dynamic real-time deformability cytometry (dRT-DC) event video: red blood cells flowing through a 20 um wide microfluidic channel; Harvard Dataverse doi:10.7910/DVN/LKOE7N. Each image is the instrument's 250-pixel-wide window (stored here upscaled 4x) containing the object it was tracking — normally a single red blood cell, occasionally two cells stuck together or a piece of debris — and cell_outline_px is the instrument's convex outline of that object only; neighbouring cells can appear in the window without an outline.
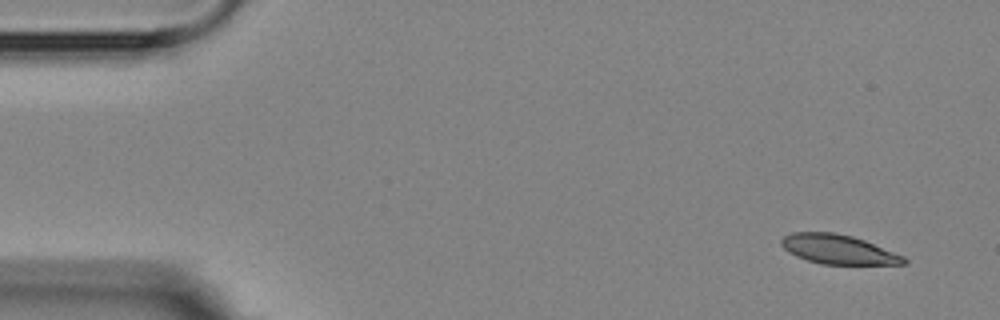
{"species": "Egyptian fruit bat (a non-hibernating species)", "species_latin": "Rousettus aegyptiacus", "temperature_condition": "room temperature", "stored_images_in_passage": 4, "camera_frame_rate_fps": 3000, "um_per_image_px": 0.085, "animal": {"sex": "female"}, "frame": {"image": 1, "passage_image": 1, "time_ms": 0.0, "image_size_px": [1000, 320], "cell_outline_px": [[908, 264], [820, 264], [796, 256], [788, 252], [780, 244], [780, 240], [784, 236], [792, 232], [832, 232], [852, 236], [864, 240], [904, 256], [908, 260]], "centroid_in_image_um": [71.24, 21.19], "position_along_channel_um": 13.8, "area_um2": 20.92}}